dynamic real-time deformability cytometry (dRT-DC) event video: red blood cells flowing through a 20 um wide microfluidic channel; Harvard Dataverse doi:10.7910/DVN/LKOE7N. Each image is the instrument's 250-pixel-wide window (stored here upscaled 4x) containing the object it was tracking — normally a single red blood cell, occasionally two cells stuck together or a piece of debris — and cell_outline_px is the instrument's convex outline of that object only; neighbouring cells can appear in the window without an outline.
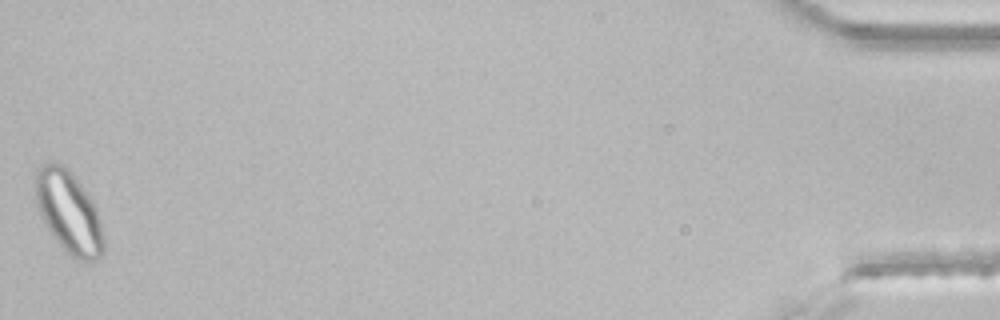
{"species": "common noctule bat (a hibernating species)", "species_latin": "Nyctalus noctula", "temperature_condition": "room temperature", "stored_images_in_passage": 42, "segment_of_instrument_passage": [2, 2], "camera_frame_rate_fps": 3000, "um_per_image_px": 0.085, "animal": {"sex": "male", "body_mass_g": 21.5, "forearm_length_mm": 52.0}, "frame": {"image": 1, "passage_image": 42, "time_ms": 13.667, "image_size_px": [1000, 320], "cell_outline_px": [[104, 252], [96, 260], [76, 260], [56, 240], [48, 228], [40, 212], [36, 200], [36, 168], [40, 164], [52, 160], [64, 164], [92, 200], [96, 208], [104, 236]], "centroid_in_image_um": [5.85, 18.0], "position_along_channel_um": 429.4, "area_um2": 32.25}}